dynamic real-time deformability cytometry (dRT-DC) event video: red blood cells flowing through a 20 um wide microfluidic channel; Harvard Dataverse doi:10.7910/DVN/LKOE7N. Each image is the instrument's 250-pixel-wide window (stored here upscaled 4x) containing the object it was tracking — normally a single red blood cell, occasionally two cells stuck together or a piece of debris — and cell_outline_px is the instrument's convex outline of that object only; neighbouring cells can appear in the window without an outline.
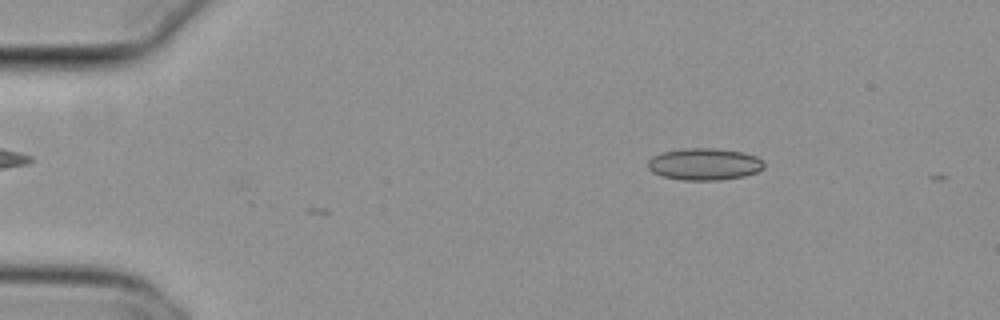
{"species": "common noctule bat (a hibernating species)", "species_latin": "Nyctalus noctula", "temperature_condition": "cold", "stored_images_in_passage": 3, "camera_frame_rate_fps": 3000, "um_per_image_px": 0.085, "animal": {"sex": "female", "body_mass_g": 29.2, "forearm_length_mm": 56.3}, "frame": {"image": 1, "passage_image": 3, "time_ms": 0.667, "image_size_px": [1000, 320], "cell_outline_px": [[764, 168], [756, 172], [744, 176], [720, 180], [684, 180], [664, 176], [652, 172], [648, 168], [648, 160], [652, 156], [664, 152], [684, 148], [712, 148], [744, 152], [756, 156], [764, 160]], "centroid_in_image_um": [59.9, 13.95], "position_along_channel_um": 25.1, "area_um2": 21.62}}